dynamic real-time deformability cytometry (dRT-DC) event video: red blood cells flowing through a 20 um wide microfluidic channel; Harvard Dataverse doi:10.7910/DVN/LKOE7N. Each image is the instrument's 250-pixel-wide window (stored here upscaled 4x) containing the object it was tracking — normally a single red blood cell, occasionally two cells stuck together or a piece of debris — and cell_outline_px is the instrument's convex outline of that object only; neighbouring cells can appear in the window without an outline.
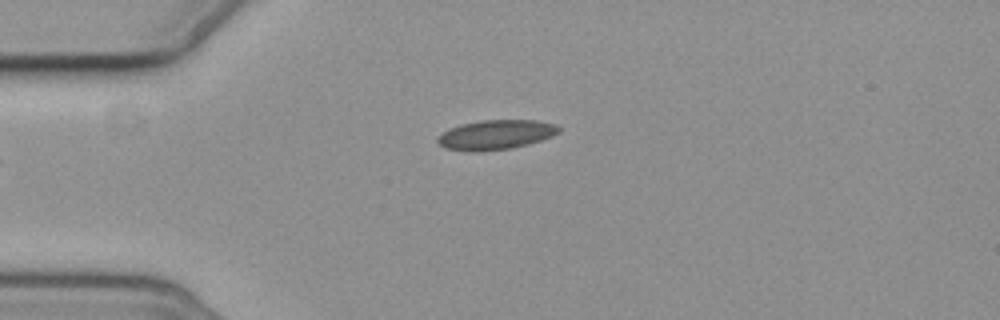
{"species": "common noctule bat (a hibernating species)", "species_latin": "Nyctalus noctula", "temperature_condition": "cold", "stored_images_in_passage": 2, "camera_frame_rate_fps": 3000, "um_per_image_px": 0.085, "animal": {"sex": "female", "body_mass_g": 19.3, "forearm_length_mm": 54.1}, "frame": {"image": 1, "passage_image": 2, "time_ms": 1.0, "image_size_px": [1000, 320], "cell_outline_px": [[560, 132], [552, 136], [528, 144], [512, 148], [480, 152], [468, 152], [444, 148], [436, 140], [436, 136], [460, 124], [480, 120], [536, 120], [556, 124], [560, 128]], "centroid_in_image_um": [42.13, 11.46], "position_along_channel_um": 42.9, "area_um2": 21.1}}